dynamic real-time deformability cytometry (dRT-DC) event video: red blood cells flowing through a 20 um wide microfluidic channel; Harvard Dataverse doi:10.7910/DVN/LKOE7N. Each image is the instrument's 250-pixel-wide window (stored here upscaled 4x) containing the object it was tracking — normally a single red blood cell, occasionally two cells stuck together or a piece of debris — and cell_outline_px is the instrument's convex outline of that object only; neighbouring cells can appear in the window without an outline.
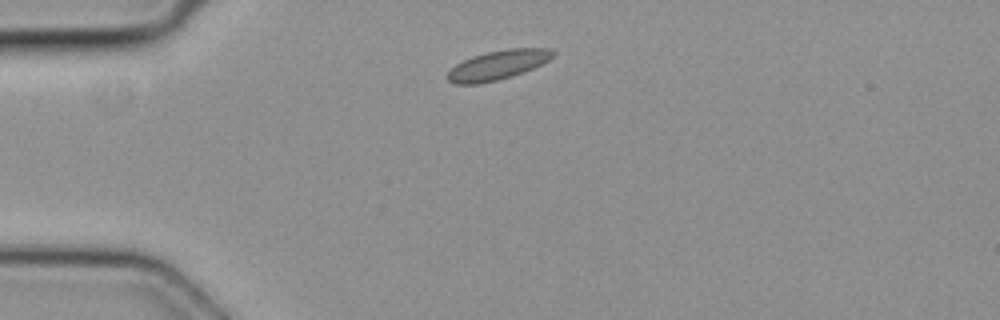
{"species": "common noctule bat (a hibernating species)", "species_latin": "Nyctalus noctula", "temperature_condition": "cold", "stored_images_in_passage": 2, "camera_frame_rate_fps": 3000, "um_per_image_px": 0.085, "animal": {"sex": "female", "body_mass_g": 19.3, "forearm_length_mm": 54.1}, "frame": {"image": 1, "passage_image": 2, "time_ms": 0.333, "image_size_px": [1000, 320], "cell_outline_px": [[556, 56], [524, 72], [512, 76], [480, 84], [456, 84], [448, 80], [444, 76], [456, 64], [472, 56], [488, 52], [508, 48], [548, 48], [556, 52]], "centroid_in_image_um": [42.31, 5.52], "position_along_channel_um": 42.7, "area_um2": 18.03}}